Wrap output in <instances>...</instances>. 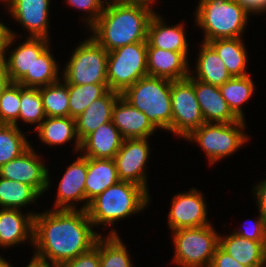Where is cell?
<instances>
[{"instance_id": "1", "label": "cell", "mask_w": 266, "mask_h": 267, "mask_svg": "<svg viewBox=\"0 0 266 267\" xmlns=\"http://www.w3.org/2000/svg\"><path fill=\"white\" fill-rule=\"evenodd\" d=\"M87 210L50 209L34 216V258L53 264L87 252L101 236L93 230ZM49 260V261H48Z\"/></svg>"}, {"instance_id": "2", "label": "cell", "mask_w": 266, "mask_h": 267, "mask_svg": "<svg viewBox=\"0 0 266 267\" xmlns=\"http://www.w3.org/2000/svg\"><path fill=\"white\" fill-rule=\"evenodd\" d=\"M153 9L125 1H108L98 20L89 28L92 38L108 52L131 43L147 42Z\"/></svg>"}, {"instance_id": "3", "label": "cell", "mask_w": 266, "mask_h": 267, "mask_svg": "<svg viewBox=\"0 0 266 267\" xmlns=\"http://www.w3.org/2000/svg\"><path fill=\"white\" fill-rule=\"evenodd\" d=\"M149 197V193L140 185L120 180L94 198L89 203L87 213L94 227H113L117 220L139 213L147 207Z\"/></svg>"}, {"instance_id": "4", "label": "cell", "mask_w": 266, "mask_h": 267, "mask_svg": "<svg viewBox=\"0 0 266 267\" xmlns=\"http://www.w3.org/2000/svg\"><path fill=\"white\" fill-rule=\"evenodd\" d=\"M121 97L143 112L156 129L172 133L171 80L147 75L126 89Z\"/></svg>"}, {"instance_id": "5", "label": "cell", "mask_w": 266, "mask_h": 267, "mask_svg": "<svg viewBox=\"0 0 266 267\" xmlns=\"http://www.w3.org/2000/svg\"><path fill=\"white\" fill-rule=\"evenodd\" d=\"M194 14L205 43L242 37L250 15L236 0H199Z\"/></svg>"}, {"instance_id": "6", "label": "cell", "mask_w": 266, "mask_h": 267, "mask_svg": "<svg viewBox=\"0 0 266 267\" xmlns=\"http://www.w3.org/2000/svg\"><path fill=\"white\" fill-rule=\"evenodd\" d=\"M245 127V120L240 119L233 123H204L185 140L198 143L209 163L214 164L238 151L249 140L243 131Z\"/></svg>"}, {"instance_id": "7", "label": "cell", "mask_w": 266, "mask_h": 267, "mask_svg": "<svg viewBox=\"0 0 266 267\" xmlns=\"http://www.w3.org/2000/svg\"><path fill=\"white\" fill-rule=\"evenodd\" d=\"M172 234L174 263L181 267H210L215 250L219 246V233L212 224L182 228Z\"/></svg>"}, {"instance_id": "8", "label": "cell", "mask_w": 266, "mask_h": 267, "mask_svg": "<svg viewBox=\"0 0 266 267\" xmlns=\"http://www.w3.org/2000/svg\"><path fill=\"white\" fill-rule=\"evenodd\" d=\"M147 42L127 44L108 52L107 82L111 91L122 94L147 73Z\"/></svg>"}, {"instance_id": "9", "label": "cell", "mask_w": 266, "mask_h": 267, "mask_svg": "<svg viewBox=\"0 0 266 267\" xmlns=\"http://www.w3.org/2000/svg\"><path fill=\"white\" fill-rule=\"evenodd\" d=\"M108 51L91 36L75 48L66 64L63 80L67 84H94L107 82Z\"/></svg>"}, {"instance_id": "10", "label": "cell", "mask_w": 266, "mask_h": 267, "mask_svg": "<svg viewBox=\"0 0 266 267\" xmlns=\"http://www.w3.org/2000/svg\"><path fill=\"white\" fill-rule=\"evenodd\" d=\"M171 80L172 133L186 138L205 123L194 91V78Z\"/></svg>"}, {"instance_id": "11", "label": "cell", "mask_w": 266, "mask_h": 267, "mask_svg": "<svg viewBox=\"0 0 266 267\" xmlns=\"http://www.w3.org/2000/svg\"><path fill=\"white\" fill-rule=\"evenodd\" d=\"M148 138L124 139L114 157L118 178L143 187L148 193L146 162L150 154Z\"/></svg>"}, {"instance_id": "12", "label": "cell", "mask_w": 266, "mask_h": 267, "mask_svg": "<svg viewBox=\"0 0 266 267\" xmlns=\"http://www.w3.org/2000/svg\"><path fill=\"white\" fill-rule=\"evenodd\" d=\"M49 171L30 146L19 157L0 167V177L32 186L40 195L50 186Z\"/></svg>"}, {"instance_id": "13", "label": "cell", "mask_w": 266, "mask_h": 267, "mask_svg": "<svg viewBox=\"0 0 266 267\" xmlns=\"http://www.w3.org/2000/svg\"><path fill=\"white\" fill-rule=\"evenodd\" d=\"M206 206L203 194L196 188L175 195L168 214L169 228L175 231L209 225Z\"/></svg>"}, {"instance_id": "14", "label": "cell", "mask_w": 266, "mask_h": 267, "mask_svg": "<svg viewBox=\"0 0 266 267\" xmlns=\"http://www.w3.org/2000/svg\"><path fill=\"white\" fill-rule=\"evenodd\" d=\"M50 0H8V11L14 20L28 30L30 37L49 39Z\"/></svg>"}, {"instance_id": "15", "label": "cell", "mask_w": 266, "mask_h": 267, "mask_svg": "<svg viewBox=\"0 0 266 267\" xmlns=\"http://www.w3.org/2000/svg\"><path fill=\"white\" fill-rule=\"evenodd\" d=\"M81 155L68 166L60 180L54 204L55 210H78L75 203L86 200L87 157Z\"/></svg>"}, {"instance_id": "16", "label": "cell", "mask_w": 266, "mask_h": 267, "mask_svg": "<svg viewBox=\"0 0 266 267\" xmlns=\"http://www.w3.org/2000/svg\"><path fill=\"white\" fill-rule=\"evenodd\" d=\"M112 123L124 139L150 138L157 129L148 117L121 96L112 109Z\"/></svg>"}, {"instance_id": "17", "label": "cell", "mask_w": 266, "mask_h": 267, "mask_svg": "<svg viewBox=\"0 0 266 267\" xmlns=\"http://www.w3.org/2000/svg\"><path fill=\"white\" fill-rule=\"evenodd\" d=\"M148 76L172 81L186 79L190 75L188 59L180 52L147 47Z\"/></svg>"}, {"instance_id": "18", "label": "cell", "mask_w": 266, "mask_h": 267, "mask_svg": "<svg viewBox=\"0 0 266 267\" xmlns=\"http://www.w3.org/2000/svg\"><path fill=\"white\" fill-rule=\"evenodd\" d=\"M27 40L10 52L4 58L9 80L18 83L25 75H32L35 60L49 47V39L42 37H27Z\"/></svg>"}, {"instance_id": "19", "label": "cell", "mask_w": 266, "mask_h": 267, "mask_svg": "<svg viewBox=\"0 0 266 267\" xmlns=\"http://www.w3.org/2000/svg\"><path fill=\"white\" fill-rule=\"evenodd\" d=\"M164 19L156 13L151 17L147 30V47L180 52L188 59V42L185 25L168 26Z\"/></svg>"}, {"instance_id": "20", "label": "cell", "mask_w": 266, "mask_h": 267, "mask_svg": "<svg viewBox=\"0 0 266 267\" xmlns=\"http://www.w3.org/2000/svg\"><path fill=\"white\" fill-rule=\"evenodd\" d=\"M35 212L22 214L20 209L0 210V246L12 247L28 240L33 245Z\"/></svg>"}, {"instance_id": "21", "label": "cell", "mask_w": 266, "mask_h": 267, "mask_svg": "<svg viewBox=\"0 0 266 267\" xmlns=\"http://www.w3.org/2000/svg\"><path fill=\"white\" fill-rule=\"evenodd\" d=\"M194 91L205 123H233L232 113L218 86L194 79Z\"/></svg>"}, {"instance_id": "22", "label": "cell", "mask_w": 266, "mask_h": 267, "mask_svg": "<svg viewBox=\"0 0 266 267\" xmlns=\"http://www.w3.org/2000/svg\"><path fill=\"white\" fill-rule=\"evenodd\" d=\"M124 138L112 121L102 124L81 141L80 152L89 158L114 159ZM82 150V151H81Z\"/></svg>"}, {"instance_id": "23", "label": "cell", "mask_w": 266, "mask_h": 267, "mask_svg": "<svg viewBox=\"0 0 266 267\" xmlns=\"http://www.w3.org/2000/svg\"><path fill=\"white\" fill-rule=\"evenodd\" d=\"M219 247L246 267H266V241H253L235 233L219 234Z\"/></svg>"}, {"instance_id": "24", "label": "cell", "mask_w": 266, "mask_h": 267, "mask_svg": "<svg viewBox=\"0 0 266 267\" xmlns=\"http://www.w3.org/2000/svg\"><path fill=\"white\" fill-rule=\"evenodd\" d=\"M119 180L114 159L87 157V175L85 181L86 201L79 210H87L89 203L105 189Z\"/></svg>"}, {"instance_id": "25", "label": "cell", "mask_w": 266, "mask_h": 267, "mask_svg": "<svg viewBox=\"0 0 266 267\" xmlns=\"http://www.w3.org/2000/svg\"><path fill=\"white\" fill-rule=\"evenodd\" d=\"M121 94L109 90L104 96L93 101L85 111L75 118L76 132L80 141L102 124L112 121V109Z\"/></svg>"}, {"instance_id": "26", "label": "cell", "mask_w": 266, "mask_h": 267, "mask_svg": "<svg viewBox=\"0 0 266 267\" xmlns=\"http://www.w3.org/2000/svg\"><path fill=\"white\" fill-rule=\"evenodd\" d=\"M198 53L196 74L192 77L202 82L221 86L232 78L217 52L205 42L201 43Z\"/></svg>"}, {"instance_id": "27", "label": "cell", "mask_w": 266, "mask_h": 267, "mask_svg": "<svg viewBox=\"0 0 266 267\" xmlns=\"http://www.w3.org/2000/svg\"><path fill=\"white\" fill-rule=\"evenodd\" d=\"M35 129L40 140L48 146L62 145L75 138V151H80L81 141L76 132V121L70 116L46 117Z\"/></svg>"}, {"instance_id": "28", "label": "cell", "mask_w": 266, "mask_h": 267, "mask_svg": "<svg viewBox=\"0 0 266 267\" xmlns=\"http://www.w3.org/2000/svg\"><path fill=\"white\" fill-rule=\"evenodd\" d=\"M220 56L232 77H244L247 74L248 55L241 37L216 39L207 42Z\"/></svg>"}, {"instance_id": "29", "label": "cell", "mask_w": 266, "mask_h": 267, "mask_svg": "<svg viewBox=\"0 0 266 267\" xmlns=\"http://www.w3.org/2000/svg\"><path fill=\"white\" fill-rule=\"evenodd\" d=\"M219 89L232 113L238 119L245 120L241 105L253 96L255 86L251 76L232 77Z\"/></svg>"}, {"instance_id": "30", "label": "cell", "mask_w": 266, "mask_h": 267, "mask_svg": "<svg viewBox=\"0 0 266 267\" xmlns=\"http://www.w3.org/2000/svg\"><path fill=\"white\" fill-rule=\"evenodd\" d=\"M40 194L30 185L0 177V208L20 209L37 202Z\"/></svg>"}, {"instance_id": "31", "label": "cell", "mask_w": 266, "mask_h": 267, "mask_svg": "<svg viewBox=\"0 0 266 267\" xmlns=\"http://www.w3.org/2000/svg\"><path fill=\"white\" fill-rule=\"evenodd\" d=\"M48 47L34 62L32 75H25L18 84L23 87L39 88L60 80L59 69Z\"/></svg>"}, {"instance_id": "32", "label": "cell", "mask_w": 266, "mask_h": 267, "mask_svg": "<svg viewBox=\"0 0 266 267\" xmlns=\"http://www.w3.org/2000/svg\"><path fill=\"white\" fill-rule=\"evenodd\" d=\"M100 267H132L126 245L112 229L107 236L99 237Z\"/></svg>"}, {"instance_id": "33", "label": "cell", "mask_w": 266, "mask_h": 267, "mask_svg": "<svg viewBox=\"0 0 266 267\" xmlns=\"http://www.w3.org/2000/svg\"><path fill=\"white\" fill-rule=\"evenodd\" d=\"M69 94V116L78 117L95 100L104 96L108 91V83L67 84Z\"/></svg>"}, {"instance_id": "34", "label": "cell", "mask_w": 266, "mask_h": 267, "mask_svg": "<svg viewBox=\"0 0 266 267\" xmlns=\"http://www.w3.org/2000/svg\"><path fill=\"white\" fill-rule=\"evenodd\" d=\"M60 81L39 87L46 117L69 116L68 85L64 80H62L63 83Z\"/></svg>"}, {"instance_id": "35", "label": "cell", "mask_w": 266, "mask_h": 267, "mask_svg": "<svg viewBox=\"0 0 266 267\" xmlns=\"http://www.w3.org/2000/svg\"><path fill=\"white\" fill-rule=\"evenodd\" d=\"M30 146L19 127L0 124V167L19 157Z\"/></svg>"}, {"instance_id": "36", "label": "cell", "mask_w": 266, "mask_h": 267, "mask_svg": "<svg viewBox=\"0 0 266 267\" xmlns=\"http://www.w3.org/2000/svg\"><path fill=\"white\" fill-rule=\"evenodd\" d=\"M46 118L39 88L20 85V112L18 120L28 124H36V128Z\"/></svg>"}, {"instance_id": "37", "label": "cell", "mask_w": 266, "mask_h": 267, "mask_svg": "<svg viewBox=\"0 0 266 267\" xmlns=\"http://www.w3.org/2000/svg\"><path fill=\"white\" fill-rule=\"evenodd\" d=\"M20 112V84L10 82L0 93V124L18 127Z\"/></svg>"}, {"instance_id": "38", "label": "cell", "mask_w": 266, "mask_h": 267, "mask_svg": "<svg viewBox=\"0 0 266 267\" xmlns=\"http://www.w3.org/2000/svg\"><path fill=\"white\" fill-rule=\"evenodd\" d=\"M68 5L75 7L79 10H84L87 12V16L84 18L87 27L89 28L98 20L99 16L104 10L106 5L105 0H65Z\"/></svg>"}, {"instance_id": "39", "label": "cell", "mask_w": 266, "mask_h": 267, "mask_svg": "<svg viewBox=\"0 0 266 267\" xmlns=\"http://www.w3.org/2000/svg\"><path fill=\"white\" fill-rule=\"evenodd\" d=\"M59 267H100L99 238L90 250L59 264Z\"/></svg>"}, {"instance_id": "40", "label": "cell", "mask_w": 266, "mask_h": 267, "mask_svg": "<svg viewBox=\"0 0 266 267\" xmlns=\"http://www.w3.org/2000/svg\"><path fill=\"white\" fill-rule=\"evenodd\" d=\"M258 220L252 222L251 226H245V229L237 230L233 233L236 235L253 240V241H266V221L264 217L259 213ZM247 225V224H246ZM250 226V227H249Z\"/></svg>"}, {"instance_id": "41", "label": "cell", "mask_w": 266, "mask_h": 267, "mask_svg": "<svg viewBox=\"0 0 266 267\" xmlns=\"http://www.w3.org/2000/svg\"><path fill=\"white\" fill-rule=\"evenodd\" d=\"M210 267H246L228 255L219 246L213 255Z\"/></svg>"}, {"instance_id": "42", "label": "cell", "mask_w": 266, "mask_h": 267, "mask_svg": "<svg viewBox=\"0 0 266 267\" xmlns=\"http://www.w3.org/2000/svg\"><path fill=\"white\" fill-rule=\"evenodd\" d=\"M16 34L9 27L0 22V61L9 53V47L13 44ZM6 53V54H5Z\"/></svg>"}, {"instance_id": "43", "label": "cell", "mask_w": 266, "mask_h": 267, "mask_svg": "<svg viewBox=\"0 0 266 267\" xmlns=\"http://www.w3.org/2000/svg\"><path fill=\"white\" fill-rule=\"evenodd\" d=\"M253 194L256 196L259 213L266 221V179L255 185Z\"/></svg>"}, {"instance_id": "44", "label": "cell", "mask_w": 266, "mask_h": 267, "mask_svg": "<svg viewBox=\"0 0 266 267\" xmlns=\"http://www.w3.org/2000/svg\"><path fill=\"white\" fill-rule=\"evenodd\" d=\"M249 14L266 13V0H236Z\"/></svg>"}, {"instance_id": "45", "label": "cell", "mask_w": 266, "mask_h": 267, "mask_svg": "<svg viewBox=\"0 0 266 267\" xmlns=\"http://www.w3.org/2000/svg\"><path fill=\"white\" fill-rule=\"evenodd\" d=\"M10 83L7 67L4 60L0 61V93L7 87Z\"/></svg>"}, {"instance_id": "46", "label": "cell", "mask_w": 266, "mask_h": 267, "mask_svg": "<svg viewBox=\"0 0 266 267\" xmlns=\"http://www.w3.org/2000/svg\"><path fill=\"white\" fill-rule=\"evenodd\" d=\"M26 267H59L58 264H53V263H47L40 261L34 257L31 258V261Z\"/></svg>"}, {"instance_id": "47", "label": "cell", "mask_w": 266, "mask_h": 267, "mask_svg": "<svg viewBox=\"0 0 266 267\" xmlns=\"http://www.w3.org/2000/svg\"><path fill=\"white\" fill-rule=\"evenodd\" d=\"M124 1L131 3V4L141 5L149 9H152V6L150 5L153 4L155 0H124Z\"/></svg>"}, {"instance_id": "48", "label": "cell", "mask_w": 266, "mask_h": 267, "mask_svg": "<svg viewBox=\"0 0 266 267\" xmlns=\"http://www.w3.org/2000/svg\"><path fill=\"white\" fill-rule=\"evenodd\" d=\"M0 267H13L12 264L10 265V263H8L7 261H5V259H3L2 257L0 258Z\"/></svg>"}, {"instance_id": "49", "label": "cell", "mask_w": 266, "mask_h": 267, "mask_svg": "<svg viewBox=\"0 0 266 267\" xmlns=\"http://www.w3.org/2000/svg\"><path fill=\"white\" fill-rule=\"evenodd\" d=\"M106 1V0H105ZM111 2H113V1H124V0H110Z\"/></svg>"}]
</instances>
